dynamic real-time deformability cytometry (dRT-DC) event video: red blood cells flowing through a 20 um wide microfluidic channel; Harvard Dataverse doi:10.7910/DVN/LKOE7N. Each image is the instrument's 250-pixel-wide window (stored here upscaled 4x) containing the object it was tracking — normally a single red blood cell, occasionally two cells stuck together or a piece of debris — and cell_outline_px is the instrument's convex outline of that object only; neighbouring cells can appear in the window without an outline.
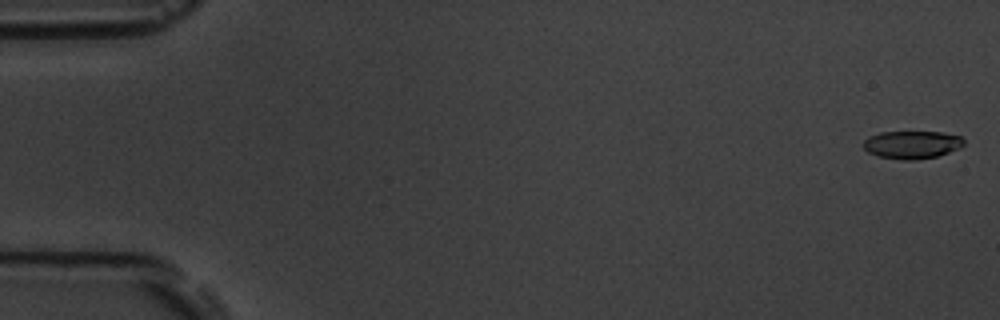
{"species": "common noctule bat (a hibernating species)", "species_latin": "Nyctalus noctula", "temperature_condition": "room temperature", "stored_images_in_passage": 47, "camera_frame_rate_fps": 3000, "um_per_image_px": 0.085, "animal": {"sex": "male", "body_mass_g": 19.5, "forearm_length_mm": 54.6}, "frame": {"image": 1, "passage_image": 1, "time_ms": 0.0, "image_size_px": [1000, 320], "cell_outline_px": [[964, 144], [960, 148], [936, 156], [916, 160], [904, 160], [876, 156], [868, 152], [864, 148], [864, 140], [868, 136], [880, 132], [940, 132], [960, 136], [964, 140]], "centroid_in_image_um": [77.49, 12.3], "position_along_channel_um": 7.5, "area_um2": 16.3}}
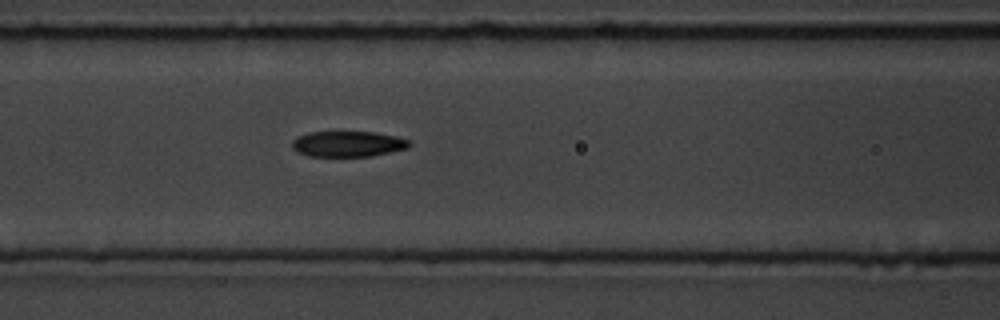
{"frame": {"image": 2, "passage_image": 23, "time_ms": 7.333, "image_size_px": [1000, 320], "cell_outline_px": [[412, 144], [408, 148], [372, 156], [308, 156], [296, 152], [292, 148], [292, 140], [296, 136], [308, 132], [372, 132], [396, 136], [408, 140]], "centroid_in_image_um": [29.53, 12.23], "position_along_channel_um": 137.1, "area_um2": 17.63}}
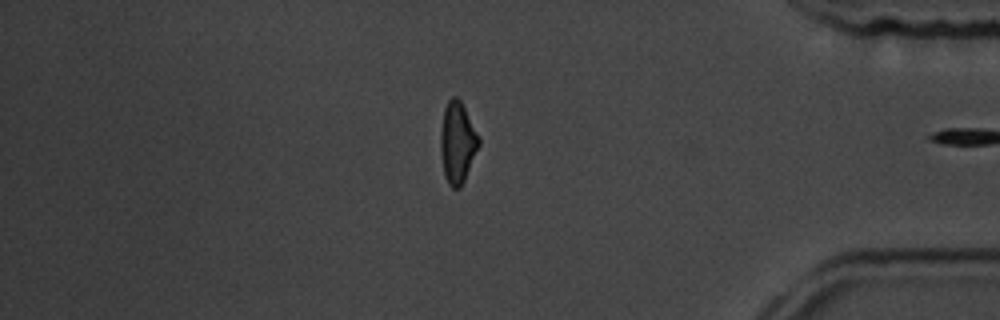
{"frame": {"image": 3, "passage_image": 46, "time_ms": 15.0, "image_size_px": [1000, 320], "cell_outline_px": [[480, 144], [464, 180], [460, 188], [452, 188], [448, 184], [444, 176], [440, 152], [440, 136], [444, 108], [448, 100], [452, 96], [456, 96], [460, 100], [480, 140]], "centroid_in_image_um": [38.85, 12.14], "position_along_channel_um": 396.3, "area_um2": 17.92}, "authors_computed_cell_mechanics": {"area_um2": 17.918, "velocity_mm_per_s": 3.795, "shape_relaxation_time_tau1_ms": 3.32, "shape_relaxation_time_tau2_ms": 3.5463, "deformation_change_tau1": 0.1502, "deformation_change_tau2": 0.1183}}